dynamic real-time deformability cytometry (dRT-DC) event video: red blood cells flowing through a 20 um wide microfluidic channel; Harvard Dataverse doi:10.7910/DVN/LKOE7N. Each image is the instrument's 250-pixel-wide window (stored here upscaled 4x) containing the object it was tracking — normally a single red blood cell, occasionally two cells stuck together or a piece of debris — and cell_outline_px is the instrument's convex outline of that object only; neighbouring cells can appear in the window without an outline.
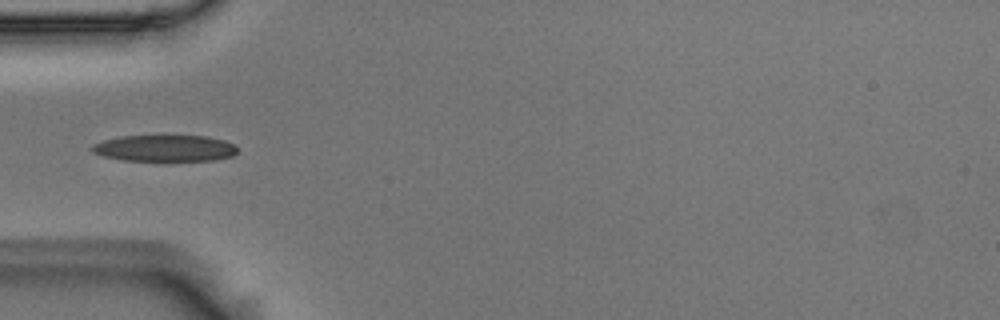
{"species": "Egyptian fruit bat (a non-hibernating species)", "species_latin": "Rousettus aegyptiacus", "temperature_condition": "room temperature", "stored_images_in_passage": 6, "camera_frame_rate_fps": 3000, "um_per_image_px": 0.085, "animal": {"sex": "male"}, "frame": {"image": 1, "passage_image": 5, "time_ms": 1.333, "image_size_px": [1000, 320], "cell_outline_px": [[236, 152], [232, 156], [216, 160], [164, 164], [160, 164], [120, 160], [104, 156], [92, 152], [92, 144], [104, 140], [124, 136], [208, 136], [224, 140], [232, 144], [236, 148]], "centroid_in_image_um": [14.01, 12.66], "position_along_channel_um": 71.0, "area_um2": 23.58}}
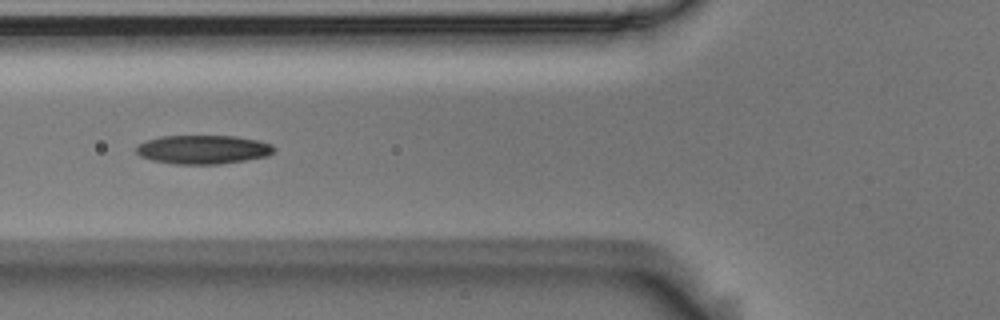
{"frame": {"image": 2, "passage_image": 6, "time_ms": 1.667, "image_size_px": [1000, 320], "cell_outline_px": [[276, 148], [268, 156], [220, 164], [176, 164], [152, 160], [140, 156], [136, 152], [136, 148], [144, 140], [160, 136], [236, 136], [260, 140], [272, 144]], "centroid_in_image_um": [17.27, 12.7], "position_along_channel_um": 108.5, "area_um2": 23.24}}